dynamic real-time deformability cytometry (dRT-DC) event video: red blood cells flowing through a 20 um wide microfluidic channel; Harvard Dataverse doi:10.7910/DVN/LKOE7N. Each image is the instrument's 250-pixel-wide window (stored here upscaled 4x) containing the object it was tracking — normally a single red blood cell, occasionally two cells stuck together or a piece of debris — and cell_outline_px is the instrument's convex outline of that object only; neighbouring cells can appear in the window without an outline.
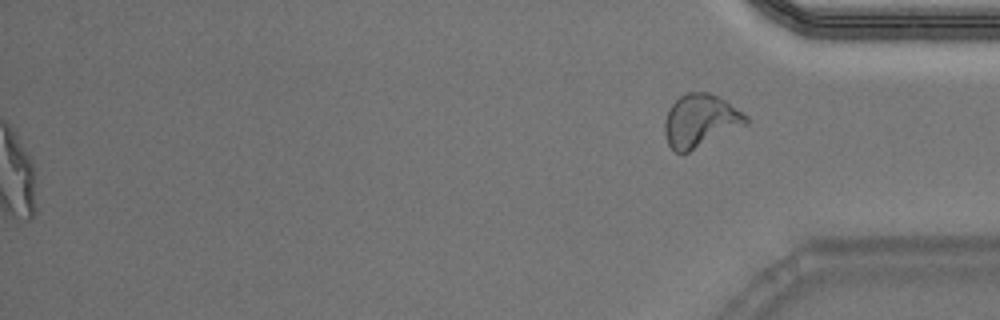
{"species": "Egyptian fruit bat (a non-hibernating species)", "species_latin": "Rousettus aegyptiacus", "temperature_condition": "warm", "stored_images_in_passage": 54, "segment_of_instrument_passage": [2, 2], "camera_frame_rate_fps": 3000, "um_per_image_px": 0.085, "animal": {"sex": "male"}, "frame": {"image": 1, "passage_image": 54, "time_ms": 17.667, "image_size_px": [1000, 320], "cell_outline_px": [[748, 124], [688, 152], [676, 152], [668, 144], [664, 132], [664, 120], [672, 104], [680, 96], [688, 92], [708, 92], [724, 100], [748, 116]], "centroid_in_image_um": [59.52, 10.26], "position_along_channel_um": 375.7, "area_um2": 24.74}}